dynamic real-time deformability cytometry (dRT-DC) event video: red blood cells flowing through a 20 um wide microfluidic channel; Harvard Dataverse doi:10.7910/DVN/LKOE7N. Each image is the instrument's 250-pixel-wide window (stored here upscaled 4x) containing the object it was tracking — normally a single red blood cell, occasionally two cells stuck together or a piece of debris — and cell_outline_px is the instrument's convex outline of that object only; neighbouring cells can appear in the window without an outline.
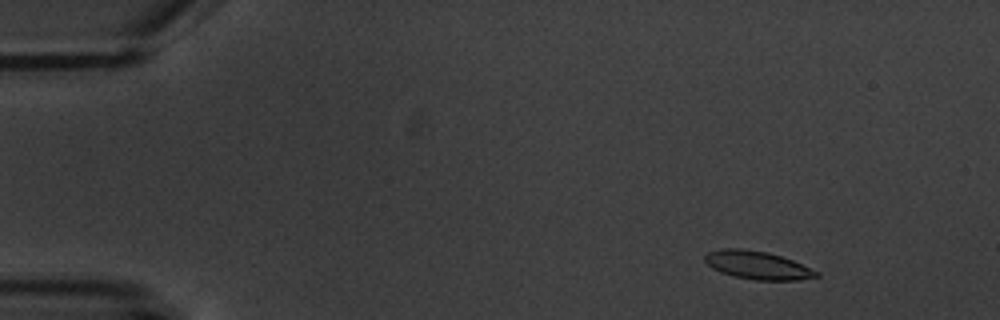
{"species": "common noctule bat (a hibernating species)", "species_latin": "Nyctalus noctula", "temperature_condition": "warm", "stored_images_in_passage": 6, "camera_frame_rate_fps": 3000, "um_per_image_px": 0.085, "animal": {"sex": "male", "body_mass_g": 20.1, "forearm_length_mm": 53.5}, "frame": {"image": 1, "passage_image": 2, "time_ms": 1.333, "image_size_px": [1000, 320], "cell_outline_px": [[820, 276], [796, 280], [756, 280], [736, 276], [720, 272], [712, 268], [704, 260], [704, 256], [708, 252], [720, 248], [740, 248], [768, 252], [792, 260], [820, 272]], "centroid_in_image_um": [64.38, 22.53], "position_along_channel_um": 20.6, "area_um2": 18.21}}
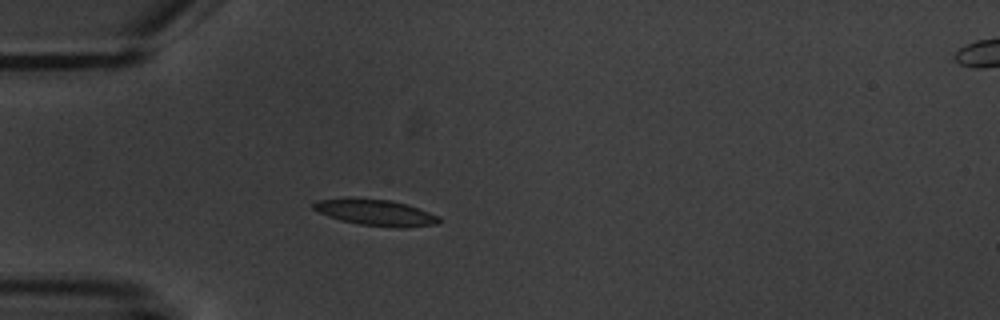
{"frame": {"image": 2, "passage_image": 5, "time_ms": 4.667, "image_size_px": [1000, 320], "cell_outline_px": [[444, 220], [436, 224], [400, 228], [396, 228], [360, 224], [340, 220], [328, 216], [312, 208], [312, 204], [316, 200], [352, 196], [388, 200], [408, 204], [440, 216]], "centroid_in_image_um": [31.92, 18.04], "position_along_channel_um": 53.1, "area_um2": 19.59}}